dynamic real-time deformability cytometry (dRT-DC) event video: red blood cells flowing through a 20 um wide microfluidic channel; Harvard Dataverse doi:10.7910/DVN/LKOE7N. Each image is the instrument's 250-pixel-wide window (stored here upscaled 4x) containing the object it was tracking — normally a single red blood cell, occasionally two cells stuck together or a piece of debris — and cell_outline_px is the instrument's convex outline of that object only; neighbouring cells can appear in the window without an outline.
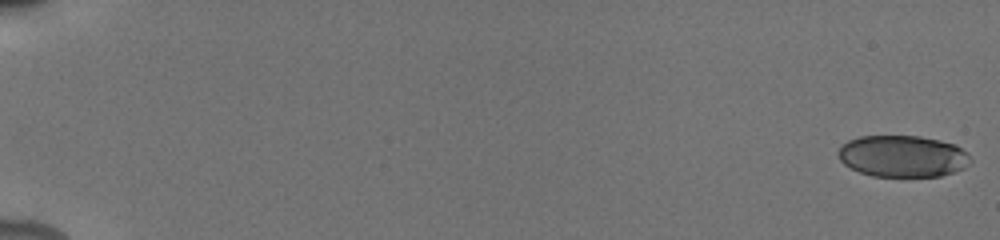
{"species": "human", "species_latin": "Homo sapiens", "temperature_condition": "cold", "stored_images_in_passage": 49, "camera_frame_rate_fps": 3000, "um_per_image_px": 0.085, "donor": {"sex": "male"}, "frame": {"image": 1, "passage_image": 1, "time_ms": 0.0, "image_size_px": [1000, 240], "cell_outline_px": [[972, 160], [964, 168], [940, 176], [872, 176], [860, 172], [844, 164], [840, 160], [836, 152], [848, 140], [860, 136], [920, 136], [940, 140], [956, 144], [968, 152]], "centroid_in_image_um": [76.74, 13.27], "position_along_channel_um": 8.3, "area_um2": 32.19}}
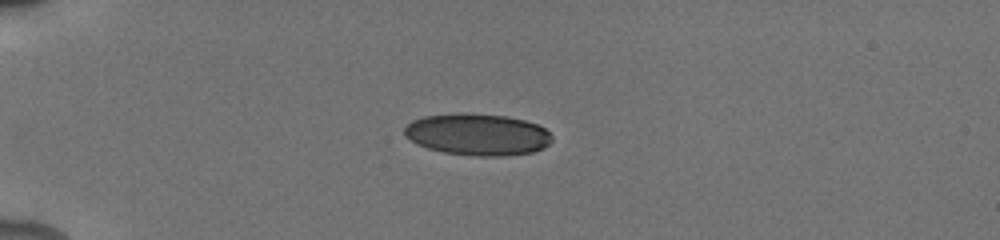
{"frame": {"image": 2, "passage_image": 32, "time_ms": 5.0, "image_size_px": [1000, 240], "cell_outline_px": [[552, 140], [544, 148], [532, 152], [504, 156], [476, 156], [444, 152], [428, 148], [404, 136], [404, 128], [412, 120], [424, 116], [464, 112], [508, 116], [524, 120], [536, 124], [544, 128], [552, 136]], "centroid_in_image_um": [40.6, 11.42], "position_along_channel_um": 44.4, "area_um2": 35.89}}
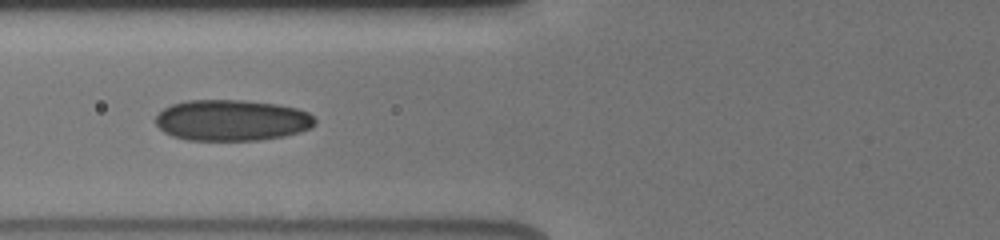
{"frame": {"image": 3, "passage_image": 48, "time_ms": 7.667, "image_size_px": [1000, 240], "cell_outline_px": [[316, 124], [300, 132], [284, 136], [260, 140], [188, 140], [172, 136], [164, 132], [156, 124], [156, 116], [164, 108], [172, 104], [188, 100], [244, 100], [276, 104], [296, 108], [308, 112], [316, 120]], "centroid_in_image_um": [19.7, 10.22], "position_along_channel_um": 106.1, "area_um2": 38.15}}